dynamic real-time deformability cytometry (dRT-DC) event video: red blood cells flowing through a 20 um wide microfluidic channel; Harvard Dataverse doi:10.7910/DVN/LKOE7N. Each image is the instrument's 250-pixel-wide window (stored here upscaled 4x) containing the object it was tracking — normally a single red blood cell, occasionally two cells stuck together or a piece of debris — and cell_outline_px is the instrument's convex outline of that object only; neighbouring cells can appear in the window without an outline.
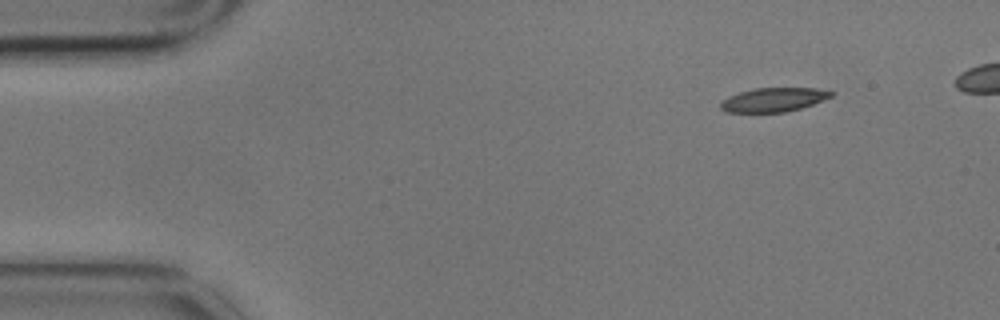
{"species": "common noctule bat (a hibernating species)", "species_latin": "Nyctalus noctula", "temperature_condition": "cold", "stored_images_in_passage": 5, "camera_frame_rate_fps": 3000, "um_per_image_px": 0.085, "animal": {"sex": "male", "body_mass_g": 17.9}, "frame": {"image": 1, "passage_image": 1, "time_ms": 0.0, "image_size_px": [1000, 320], "cell_outline_px": [[836, 92], [832, 96], [812, 104], [800, 108], [784, 112], [728, 112], [720, 108], [720, 100], [728, 96], [752, 88], [816, 88]], "centroid_in_image_um": [65.72, 8.47], "position_along_channel_um": 19.3, "area_um2": 15.43}}